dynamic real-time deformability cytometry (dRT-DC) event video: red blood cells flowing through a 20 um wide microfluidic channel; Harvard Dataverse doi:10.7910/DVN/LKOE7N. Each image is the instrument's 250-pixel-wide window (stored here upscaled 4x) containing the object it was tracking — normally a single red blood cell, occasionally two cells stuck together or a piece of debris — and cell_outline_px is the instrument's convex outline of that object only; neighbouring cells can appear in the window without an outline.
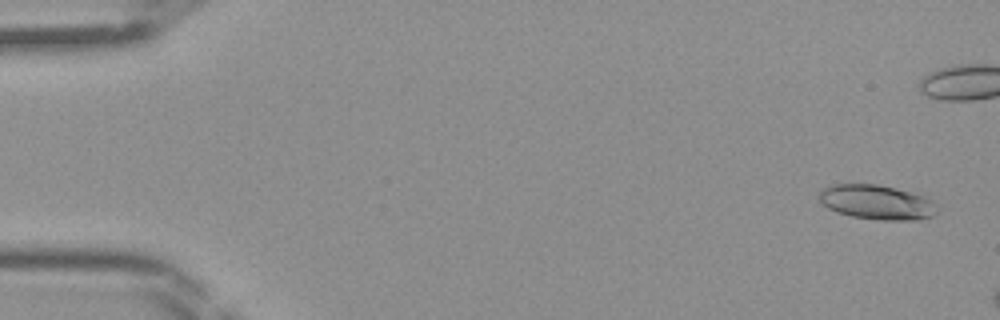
{"species": "Egyptian fruit bat (a non-hibernating species)", "species_latin": "Rousettus aegyptiacus", "temperature_condition": "room temperature", "stored_images_in_passage": 8, "camera_frame_rate_fps": 3000, "um_per_image_px": 0.085, "frame": {"image": 1, "passage_image": 2, "time_ms": 0.333, "image_size_px": [1000, 320], "cell_outline_px": [[940, 208], [932, 216], [920, 220], [880, 220], [852, 216], [836, 212], [820, 204], [816, 196], [824, 188], [832, 184], [876, 184], [896, 188], [924, 196], [932, 200]], "centroid_in_image_um": [74.51, 17.19], "position_along_channel_um": 10.5, "area_um2": 24.1}}